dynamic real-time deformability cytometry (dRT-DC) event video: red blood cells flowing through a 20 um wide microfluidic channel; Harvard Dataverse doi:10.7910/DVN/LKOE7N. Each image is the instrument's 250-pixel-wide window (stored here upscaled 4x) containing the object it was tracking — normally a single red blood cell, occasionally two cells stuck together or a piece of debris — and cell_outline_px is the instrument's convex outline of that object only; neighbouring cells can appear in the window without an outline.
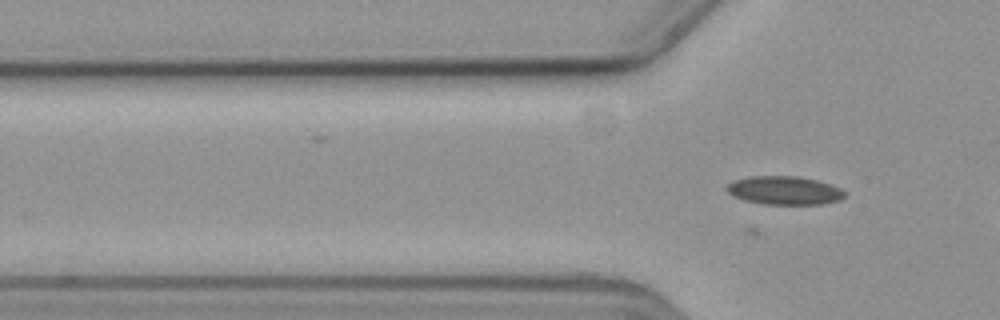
{"species": "common noctule bat (a hibernating species)", "species_latin": "Nyctalus noctula", "temperature_condition": "cold", "stored_images_in_passage": 2, "camera_frame_rate_fps": 3000, "um_per_image_px": 0.085, "animal": {"sex": "female", "body_mass_g": 19.3, "forearm_length_mm": 54.1}, "frame": {"image": 1, "passage_image": 2, "time_ms": 0.333, "image_size_px": [1000, 320], "cell_outline_px": [[844, 196], [840, 200], [820, 204], [764, 204], [744, 200], [732, 196], [724, 188], [728, 184], [736, 180], [748, 176], [796, 176], [816, 180], [840, 188], [844, 192]], "centroid_in_image_um": [66.63, 16.19], "position_along_channel_um": 59.2, "area_um2": 19.42}}